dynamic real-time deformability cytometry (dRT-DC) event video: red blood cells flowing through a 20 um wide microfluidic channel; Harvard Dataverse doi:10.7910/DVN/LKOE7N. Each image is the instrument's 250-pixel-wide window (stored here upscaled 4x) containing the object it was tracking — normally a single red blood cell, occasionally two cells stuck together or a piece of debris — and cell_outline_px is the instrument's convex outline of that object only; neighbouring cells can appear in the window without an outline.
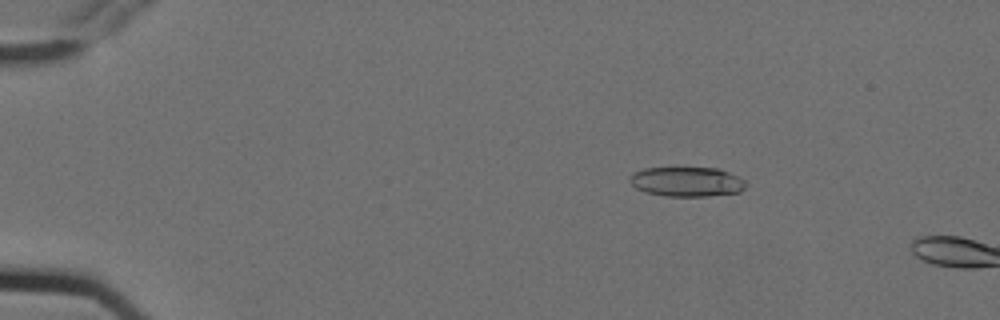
{"species": "Egyptian fruit bat (a non-hibernating species)", "species_latin": "Rousettus aegyptiacus", "temperature_condition": "cold", "stored_images_in_passage": 3, "camera_frame_rate_fps": 3000, "um_per_image_px": 0.085, "animal": {"sex": "female"}, "frame": {"image": 1, "passage_image": 2, "time_ms": 0.333, "image_size_px": [1000, 320], "cell_outline_px": [[744, 188], [740, 192], [708, 196], [664, 196], [644, 192], [636, 188], [628, 180], [628, 176], [644, 168], [720, 168], [744, 180]], "centroid_in_image_um": [58.34, 15.45], "position_along_channel_um": 26.7, "area_um2": 20.0}}